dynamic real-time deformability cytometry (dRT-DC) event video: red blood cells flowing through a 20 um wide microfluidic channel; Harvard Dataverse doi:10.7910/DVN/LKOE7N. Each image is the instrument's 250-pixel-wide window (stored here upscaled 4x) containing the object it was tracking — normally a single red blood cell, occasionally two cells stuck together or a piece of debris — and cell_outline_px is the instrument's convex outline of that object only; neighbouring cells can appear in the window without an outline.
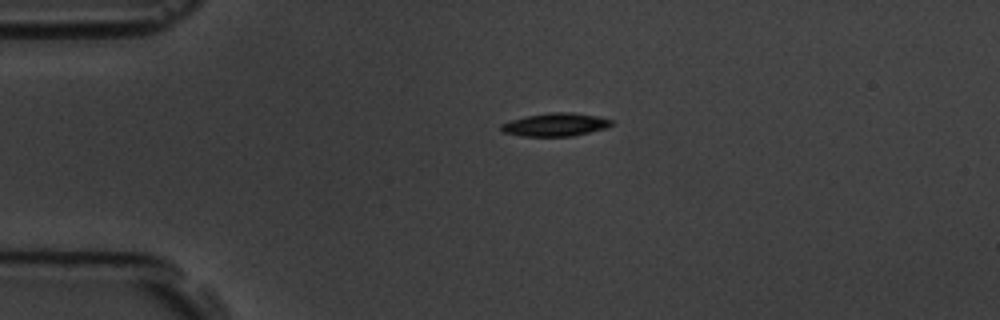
{"species": "common noctule bat (a hibernating species)", "species_latin": "Nyctalus noctula", "temperature_condition": "room temperature", "stored_images_in_passage": 5, "camera_frame_rate_fps": 3000, "um_per_image_px": 0.085, "animal": {"sex": "male", "body_mass_g": 19.5, "forearm_length_mm": 54.6}, "frame": {"image": 1, "passage_image": 3, "time_ms": 2.333, "image_size_px": [1000, 320], "cell_outline_px": [[612, 124], [608, 128], [572, 136], [520, 136], [504, 132], [500, 128], [500, 124], [524, 116], [548, 112], [572, 112], [600, 116], [612, 120]], "centroid_in_image_um": [47.23, 10.58], "position_along_channel_um": 37.8, "area_um2": 15.03}}
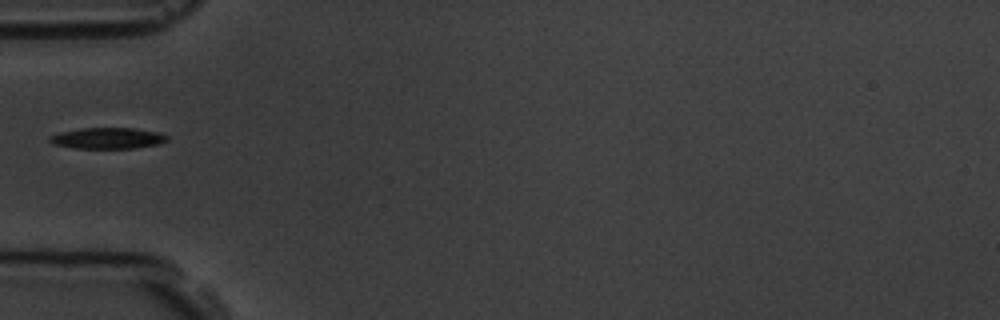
{"frame": {"image": 2, "passage_image": 5, "time_ms": 4.333, "image_size_px": [1000, 320], "cell_outline_px": [[168, 140], [160, 144], [136, 148], [76, 148], [52, 144], [48, 140], [48, 136], [60, 132], [80, 128], [132, 128], [156, 132], [168, 136]], "centroid_in_image_um": [9.12, 11.75], "position_along_channel_um": 75.9, "area_um2": 14.45}}